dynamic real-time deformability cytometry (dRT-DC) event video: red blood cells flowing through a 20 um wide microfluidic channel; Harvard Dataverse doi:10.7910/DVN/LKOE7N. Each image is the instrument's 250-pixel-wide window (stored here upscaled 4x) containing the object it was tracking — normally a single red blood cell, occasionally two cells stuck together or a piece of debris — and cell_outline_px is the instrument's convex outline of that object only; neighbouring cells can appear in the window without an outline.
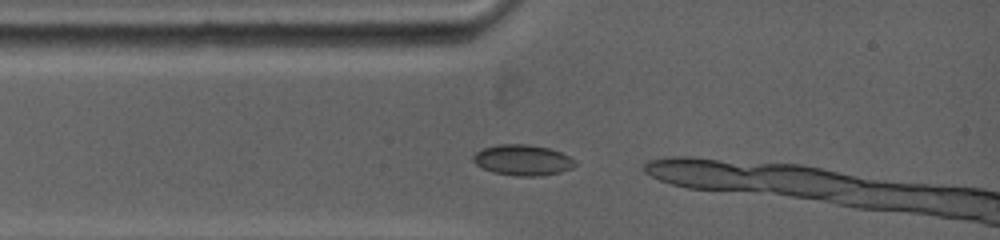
{"species": "common noctule bat (a hibernating species)", "species_latin": "Nyctalus noctula", "temperature_condition": "warm", "stored_images_in_passage": 3, "camera_frame_rate_fps": 5000, "um_per_image_px": 0.085, "animal": {"sex": "female", "body_mass_g": 19.0, "forearm_length_mm": 53.3}, "frame": {"image": 1, "passage_image": 1, "time_ms": 0.0, "image_size_px": [1000, 240], "cell_outline_px": [[576, 164], [572, 168], [560, 172], [536, 176], [516, 176], [492, 172], [476, 164], [472, 160], [472, 156], [480, 148], [500, 144], [528, 144], [548, 148], [560, 152], [576, 160]], "centroid_in_image_um": [44.4, 13.6], "position_along_channel_um": 40.6, "area_um2": 18.26}}